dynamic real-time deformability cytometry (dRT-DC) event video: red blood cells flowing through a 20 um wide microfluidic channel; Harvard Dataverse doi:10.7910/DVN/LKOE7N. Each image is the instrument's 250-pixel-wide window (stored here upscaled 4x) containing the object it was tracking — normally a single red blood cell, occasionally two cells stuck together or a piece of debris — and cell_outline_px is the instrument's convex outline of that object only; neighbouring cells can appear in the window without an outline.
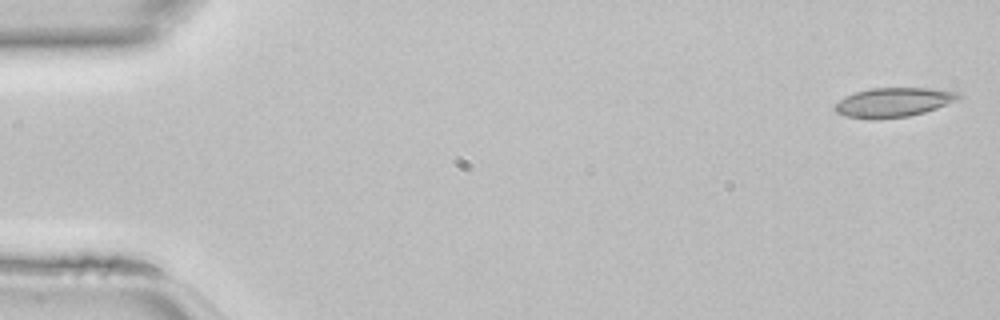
{"species": "common noctule bat (a hibernating species)", "species_latin": "Nyctalus noctula", "temperature_condition": "room temperature", "stored_images_in_passage": 8, "camera_frame_rate_fps": 3000, "um_per_image_px": 0.085, "animal": {"sex": "female", "body_mass_g": 22.7, "forearm_length_mm": 54.2}, "frame": {"image": 1, "passage_image": 1, "time_ms": 0.0, "image_size_px": [1000, 320], "cell_outline_px": [[960, 100], [924, 112], [908, 116], [876, 120], [872, 120], [848, 116], [836, 112], [832, 108], [844, 96], [868, 88], [928, 88], [960, 92]], "centroid_in_image_um": [75.94, 8.7], "position_along_channel_um": 9.1, "area_um2": 21.27}}